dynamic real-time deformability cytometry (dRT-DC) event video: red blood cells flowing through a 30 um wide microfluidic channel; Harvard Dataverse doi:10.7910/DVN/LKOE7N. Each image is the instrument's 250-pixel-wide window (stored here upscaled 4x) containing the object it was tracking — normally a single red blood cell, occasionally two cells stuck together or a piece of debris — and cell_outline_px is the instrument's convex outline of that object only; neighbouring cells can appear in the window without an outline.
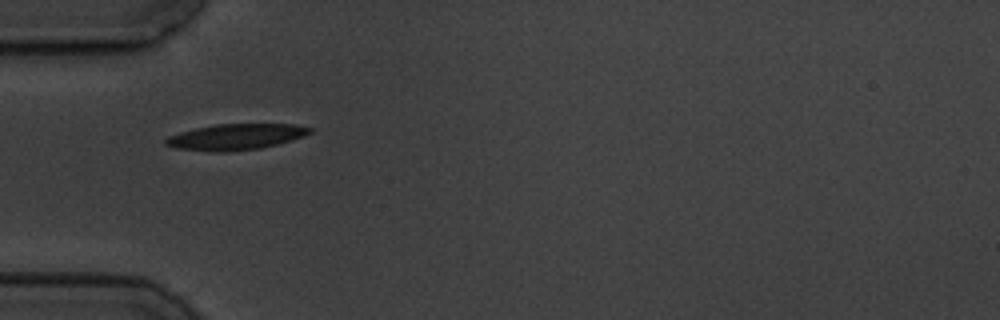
{"species": "common noctule bat (a hibernating species)", "species_latin": "Nyctalus noctula", "temperature_condition": "cold", "stored_images_in_passage": 2, "camera_frame_rate_fps": 3000, "um_per_image_px": 0.085, "animal": {"sex": "male", "body_mass_g": 19.5, "forearm_length_mm": 54.6}, "frame": {"image": 1, "passage_image": 1, "time_ms": 0.0, "image_size_px": [1000, 320], "cell_outline_px": [[312, 132], [304, 136], [292, 140], [260, 148], [224, 152], [216, 152], [176, 148], [164, 144], [164, 140], [168, 136], [180, 132], [196, 128], [216, 124], [292, 124], [312, 128]], "centroid_in_image_um": [20.03, 11.63], "position_along_channel_um": 65.0, "area_um2": 21.68}}
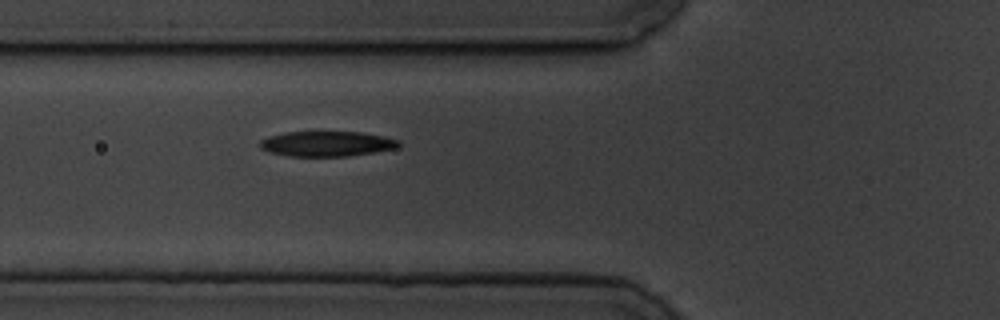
{"frame": {"image": 2, "passage_image": 2, "time_ms": 1.0, "image_size_px": [1000, 320], "cell_outline_px": [[400, 144], [396, 148], [348, 156], [288, 156], [268, 152], [260, 148], [260, 140], [268, 136], [284, 132], [364, 132], [384, 136], [400, 140]], "centroid_in_image_um": [27.75, 12.21], "position_along_channel_um": 98.0, "area_um2": 20.4}}